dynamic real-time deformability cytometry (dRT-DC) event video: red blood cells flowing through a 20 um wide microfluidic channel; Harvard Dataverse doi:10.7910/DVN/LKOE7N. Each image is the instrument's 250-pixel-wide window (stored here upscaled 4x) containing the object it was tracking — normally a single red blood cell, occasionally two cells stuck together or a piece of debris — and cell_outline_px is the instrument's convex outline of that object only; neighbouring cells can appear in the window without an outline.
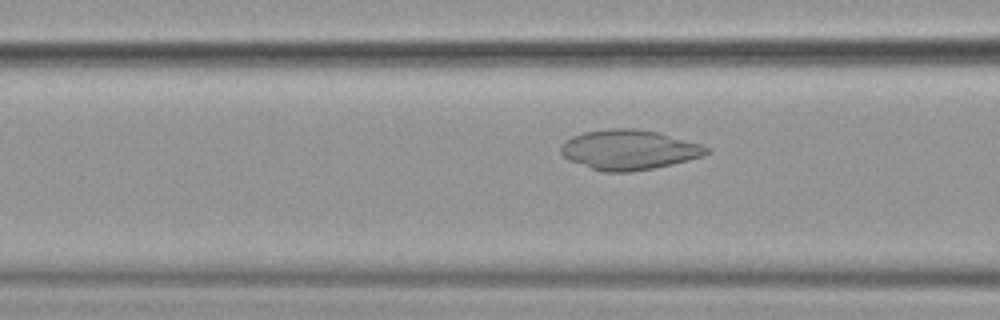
{"species": "common noctule bat (a hibernating species)", "species_latin": "Nyctalus noctula", "temperature_condition": "cold", "stored_images_in_passage": 57, "camera_frame_rate_fps": 3000, "um_per_image_px": 0.085, "animal": {"sex": "female", "body_mass_g": 19.9}, "frame": {"image": 1, "passage_image": 23, "time_ms": 7.333, "image_size_px": [1000, 320], "cell_outline_px": [[712, 152], [704, 156], [672, 164], [632, 172], [604, 172], [568, 160], [560, 152], [560, 144], [564, 140], [572, 136], [584, 132], [612, 128], [632, 128], [656, 132], [700, 144], [712, 148]], "centroid_in_image_um": [53.46, 12.73], "position_along_channel_um": 113.1, "area_um2": 33.87}}
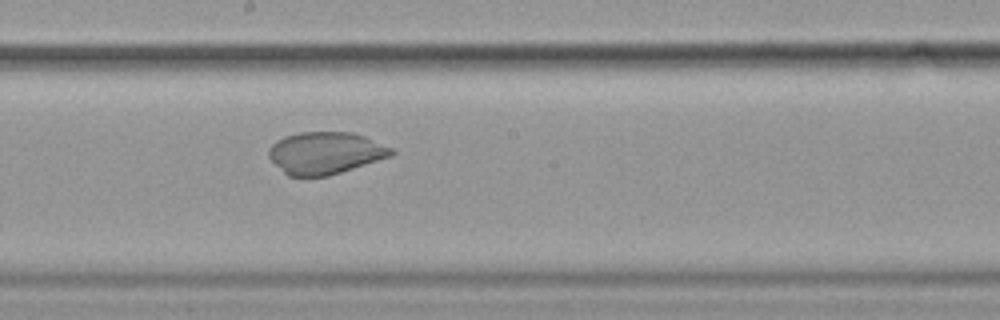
{"frame": {"image": 2, "passage_image": 32, "time_ms": 10.333, "image_size_px": [1000, 320], "cell_outline_px": [[396, 152], [392, 156], [328, 176], [288, 176], [268, 156], [268, 148], [276, 140], [284, 136], [300, 132], [352, 132], [364, 136], [392, 148]], "centroid_in_image_um": [27.65, 12.99], "position_along_channel_um": 220.6, "area_um2": 30.0}}
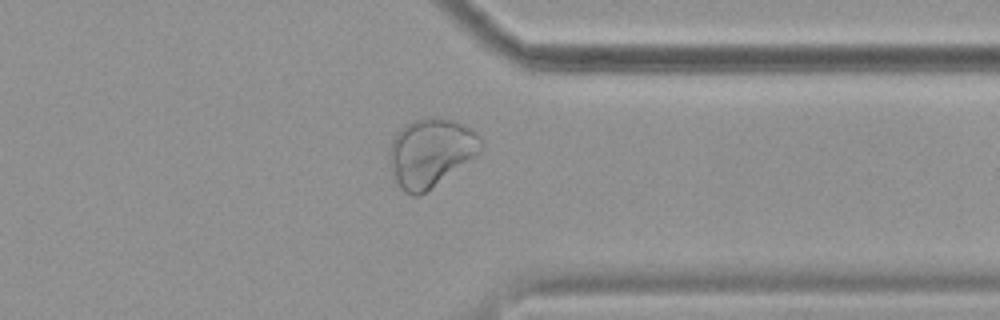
{"frame": {"image": 3, "passage_image": 45, "time_ms": 14.667, "image_size_px": [1000, 320], "cell_outline_px": [[484, 144], [480, 152], [476, 156], [420, 196], [412, 196], [404, 192], [400, 188], [392, 176], [388, 160], [388, 156], [392, 140], [396, 132], [400, 128], [412, 120], [428, 116], [432, 116], [456, 120], [476, 132], [484, 140]], "centroid_in_image_um": [36.6, 12.95], "position_along_channel_um": 374.8, "area_um2": 37.11}}